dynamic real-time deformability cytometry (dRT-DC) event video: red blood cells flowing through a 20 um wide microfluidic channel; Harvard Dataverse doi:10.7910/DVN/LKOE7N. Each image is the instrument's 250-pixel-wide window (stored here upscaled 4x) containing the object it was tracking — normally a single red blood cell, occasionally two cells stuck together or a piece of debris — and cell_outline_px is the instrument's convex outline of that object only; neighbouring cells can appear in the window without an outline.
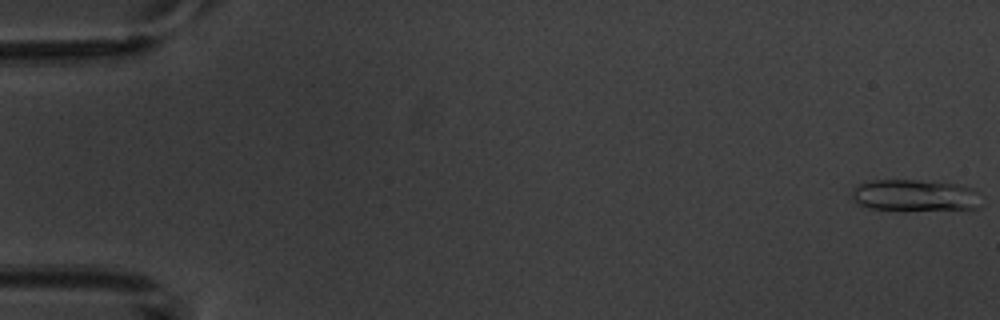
{"species": "common noctule bat (a hibernating species)", "species_latin": "Nyctalus noctula", "temperature_condition": "warm", "stored_images_in_passage": 6, "camera_frame_rate_fps": 3000, "um_per_image_px": 0.085, "animal": {"sex": "male", "body_mass_g": 20.1, "forearm_length_mm": 53.5}, "frame": {"image": 1, "passage_image": 1, "time_ms": 0.0, "image_size_px": [1000, 320], "cell_outline_px": [[984, 204], [980, 208], [868, 208], [852, 200], [852, 188], [860, 184], [872, 180], [916, 180], [956, 184], [976, 188]], "centroid_in_image_um": [77.81, 16.57], "position_along_channel_um": 7.2, "area_um2": 23.29}}